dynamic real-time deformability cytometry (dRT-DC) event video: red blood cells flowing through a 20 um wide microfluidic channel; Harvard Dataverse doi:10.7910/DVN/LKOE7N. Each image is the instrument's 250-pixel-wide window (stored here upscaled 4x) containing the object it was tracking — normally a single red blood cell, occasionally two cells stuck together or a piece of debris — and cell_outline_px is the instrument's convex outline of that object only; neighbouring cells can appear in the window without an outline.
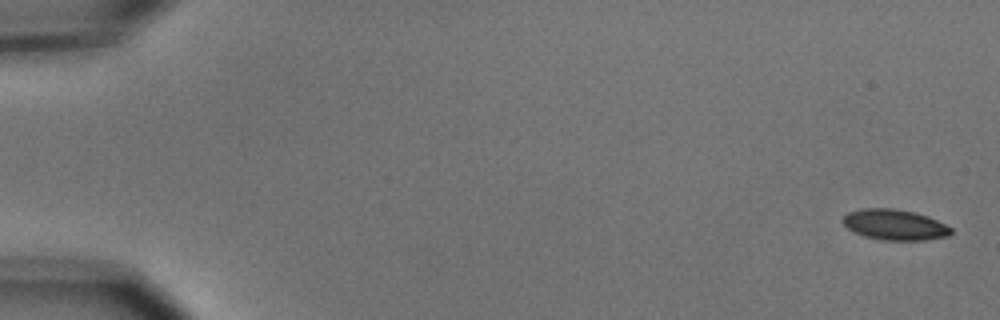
{"species": "common noctule bat (a hibernating species)", "species_latin": "Nyctalus noctula", "temperature_condition": "cold", "stored_images_in_passage": 5, "camera_frame_rate_fps": 3000, "um_per_image_px": 0.085, "animal": {"sex": "male", "body_mass_g": 15.6}, "frame": {"image": 1, "passage_image": 1, "time_ms": 0.0, "image_size_px": [1000, 320], "cell_outline_px": [[952, 232], [948, 236], [924, 240], [880, 240], [864, 236], [848, 228], [840, 220], [848, 212], [864, 208], [892, 208], [916, 212], [928, 216], [952, 228]], "centroid_in_image_um": [76.04, 19.1], "position_along_channel_um": 9.0, "area_um2": 19.31}}